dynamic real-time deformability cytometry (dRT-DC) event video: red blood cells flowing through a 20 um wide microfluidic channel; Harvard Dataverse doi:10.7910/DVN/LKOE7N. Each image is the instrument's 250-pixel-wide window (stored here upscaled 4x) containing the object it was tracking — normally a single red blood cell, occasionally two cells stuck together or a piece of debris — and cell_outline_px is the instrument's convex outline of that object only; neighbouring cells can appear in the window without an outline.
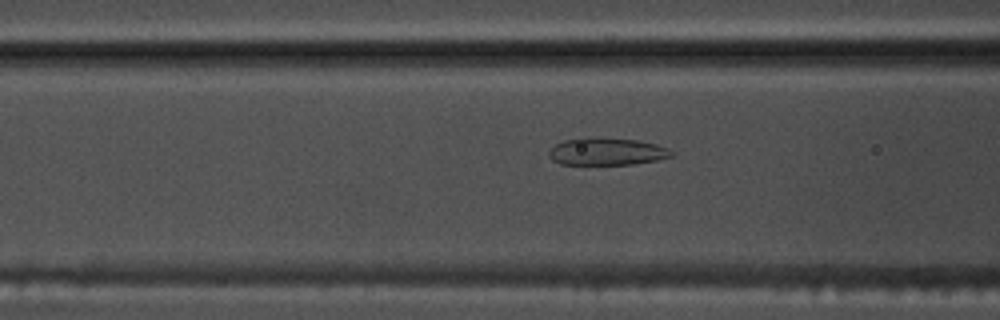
{"species": "common noctule bat (a hibernating species)", "species_latin": "Nyctalus noctula", "temperature_condition": "warm", "stored_images_in_passage": 54, "camera_frame_rate_fps": 3000, "um_per_image_px": 0.085, "animal": {"sex": "male", "body_mass_g": 17.5, "forearm_length_mm": 52.3}, "frame": {"image": 1, "passage_image": 21, "time_ms": 6.667, "image_size_px": [1000, 320], "cell_outline_px": [[672, 156], [656, 160], [632, 164], [560, 164], [552, 160], [548, 156], [548, 152], [556, 144], [564, 140], [580, 136], [584, 136], [636, 140], [656, 144], [668, 148], [672, 152]], "centroid_in_image_um": [51.52, 12.86], "position_along_channel_um": 115.1, "area_um2": 19.59}}
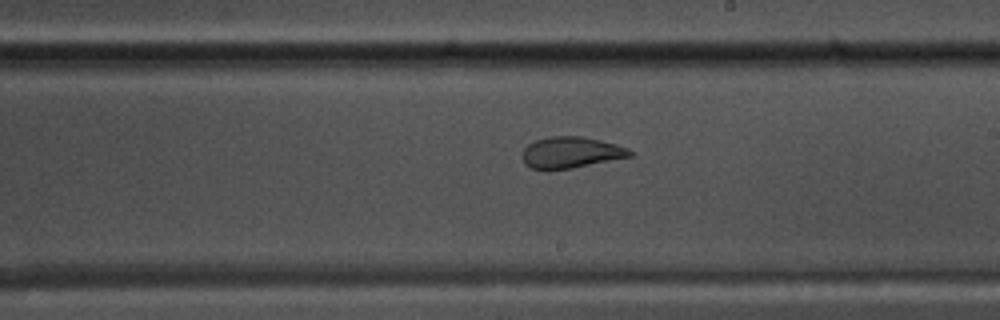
{"frame": {"image": 2, "passage_image": 31, "time_ms": 10.0, "image_size_px": [1000, 320], "cell_outline_px": [[632, 156], [572, 168], [548, 172], [544, 172], [532, 168], [524, 164], [520, 156], [524, 148], [528, 144], [536, 140], [548, 136], [580, 136], [600, 140], [616, 144], [628, 148], [632, 152]], "centroid_in_image_um": [48.45, 12.99], "position_along_channel_um": 240.6, "area_um2": 20.06}}
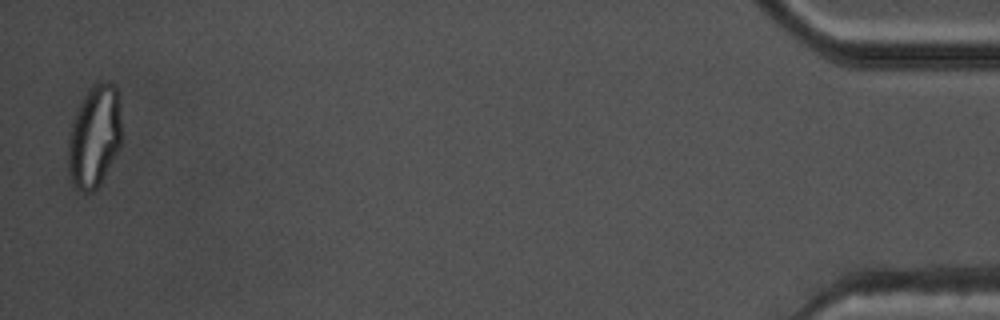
{"frame": {"image": 3, "passage_image": 53, "time_ms": 17.333, "image_size_px": [1000, 320], "cell_outline_px": [[120, 148], [100, 184], [92, 192], [84, 192], [76, 188], [68, 172], [68, 132], [72, 120], [88, 88], [96, 84], [116, 84], [120, 116]], "centroid_in_image_um": [8.0, 11.64], "position_along_channel_um": 427.2, "area_um2": 31.67}}